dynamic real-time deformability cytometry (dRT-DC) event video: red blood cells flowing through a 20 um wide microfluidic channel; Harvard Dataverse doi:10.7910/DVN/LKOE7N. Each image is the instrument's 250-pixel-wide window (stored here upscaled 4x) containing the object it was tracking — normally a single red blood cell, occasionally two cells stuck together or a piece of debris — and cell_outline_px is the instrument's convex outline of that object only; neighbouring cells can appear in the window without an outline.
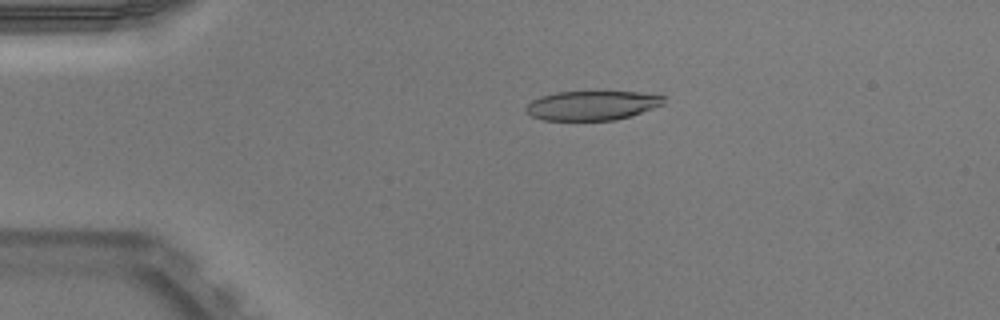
{"species": "Egyptian fruit bat (a non-hibernating species)", "species_latin": "Rousettus aegyptiacus", "temperature_condition": "warm", "stored_images_in_passage": 40, "camera_frame_rate_fps": 3000, "um_per_image_px": 0.085, "animal": {"sex": "male"}, "frame": {"image": 1, "passage_image": 11, "time_ms": 3.333, "image_size_px": [1000, 320], "cell_outline_px": [[668, 96], [664, 104], [632, 116], [616, 120], [544, 120], [532, 116], [524, 112], [524, 108], [532, 100], [540, 96], [556, 92], [604, 88], [640, 92]], "centroid_in_image_um": [50.38, 8.9], "position_along_channel_um": 34.6, "area_um2": 25.03}}
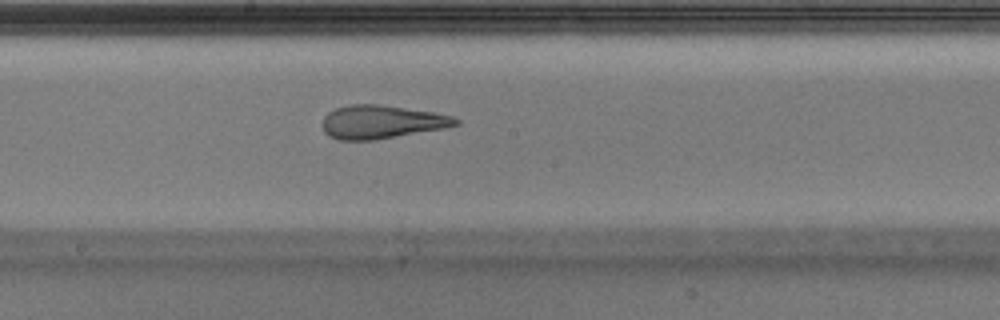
{"frame": {"image": 2, "passage_image": 28, "time_ms": 9.0, "image_size_px": [1000, 320], "cell_outline_px": [[460, 124], [444, 128], [376, 140], [340, 140], [328, 136], [324, 132], [324, 116], [328, 112], [336, 108], [348, 104], [376, 104], [432, 112], [452, 116], [460, 120]], "centroid_in_image_um": [32.42, 10.37], "position_along_channel_um": 215.8, "area_um2": 25.78}}
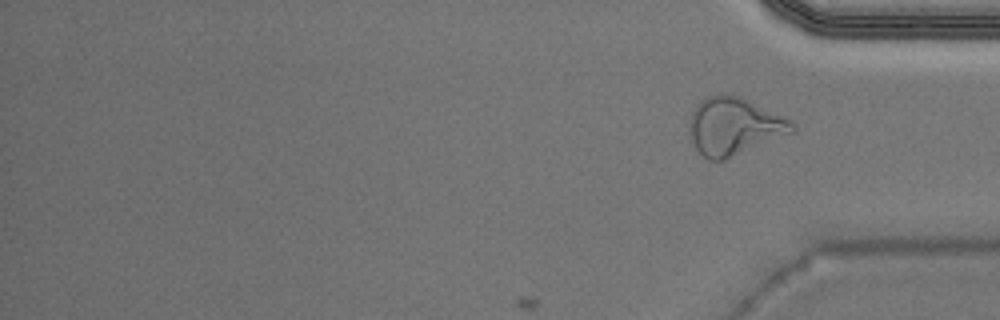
{"frame": {"image": 3, "passage_image": 40, "time_ms": 13.0, "image_size_px": [1000, 320], "cell_outline_px": [[796, 132], [724, 160], [708, 160], [696, 148], [688, 136], [688, 124], [692, 112], [696, 104], [704, 96], [728, 92], [740, 96], [796, 124]], "centroid_in_image_um": [62.35, 10.73], "position_along_channel_um": 372.8, "area_um2": 34.74}, "authors_computed_cell_mechanics": {"area_um2": 25.9522, "velocity_mm_per_s": 3.9671, "shape_relaxation_time_tau1_ms": 7.8178, "shape_relaxation_time_tau2_ms": 1.5448, "deformation_change_tau1": 0.2659, "deformation_change_tau2": 0.1106}}